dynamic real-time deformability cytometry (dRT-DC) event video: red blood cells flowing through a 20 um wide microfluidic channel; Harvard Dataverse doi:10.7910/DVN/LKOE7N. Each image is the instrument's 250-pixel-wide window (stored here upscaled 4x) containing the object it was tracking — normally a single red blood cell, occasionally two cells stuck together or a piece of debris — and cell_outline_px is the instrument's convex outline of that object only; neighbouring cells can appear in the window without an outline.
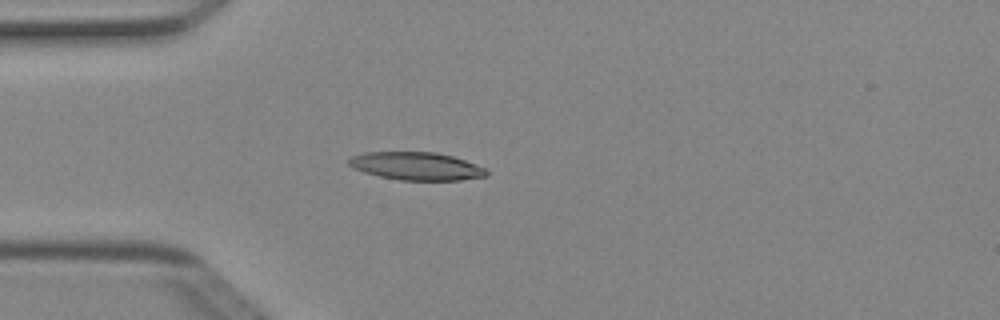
{"species": "Egyptian fruit bat (a non-hibernating species)", "species_latin": "Rousettus aegyptiacus", "temperature_condition": "cold", "stored_images_in_passage": 39, "camera_frame_rate_fps": 3000, "um_per_image_px": 0.085, "animal": {"sex": "female"}, "frame": {"image": 1, "passage_image": 3, "time_ms": 0.667, "image_size_px": [1000, 320], "cell_outline_px": [[488, 176], [460, 180], [400, 180], [380, 176], [364, 172], [352, 168], [348, 164], [348, 160], [352, 156], [364, 152], [436, 152], [452, 156], [476, 164], [484, 168], [488, 172]], "centroid_in_image_um": [35.38, 14.12], "position_along_channel_um": 49.6, "area_um2": 22.37}}
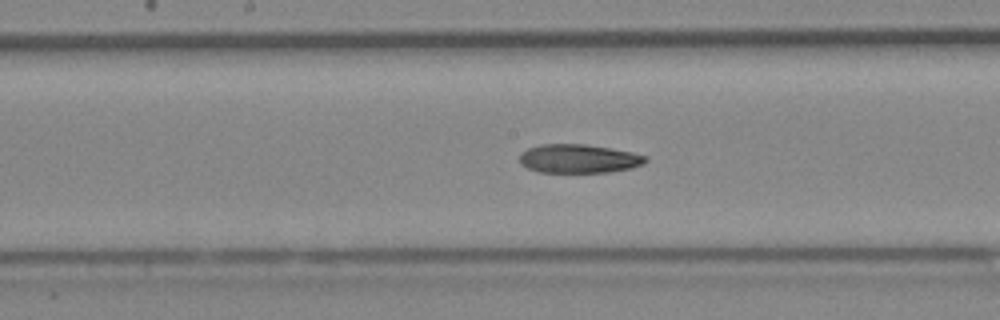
{"frame": {"image": 2, "passage_image": 15, "time_ms": 4.667, "image_size_px": [1000, 320], "cell_outline_px": [[648, 160], [644, 164], [632, 168], [608, 172], [540, 172], [528, 168], [520, 164], [520, 152], [528, 148], [540, 144], [584, 144], [632, 152], [648, 156]], "centroid_in_image_um": [49.2, 13.48], "position_along_channel_um": 199.0, "area_um2": 21.15}}
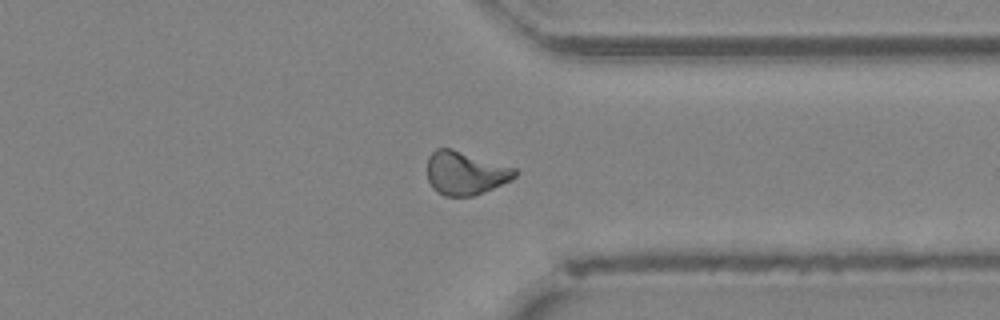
{"frame": {"image": 3, "passage_image": 28, "time_ms": 9.0, "image_size_px": [1000, 320], "cell_outline_px": [[516, 176], [492, 188], [472, 196], [444, 196], [436, 192], [432, 188], [428, 180], [428, 156], [436, 148], [452, 148], [516, 168]], "centroid_in_image_um": [39.5, 14.7], "position_along_channel_um": 371.9, "area_um2": 22.02}, "authors_computed_cell_mechanics": {"area_um2": 21.6172, "velocity_mm_per_s": 4.0216, "shape_relaxation_time_tau1_ms": null, "shape_relaxation_time_tau2_ms": 11.1884, "deformation_change_tau1": null, "deformation_change_tau2": 0.2238}}